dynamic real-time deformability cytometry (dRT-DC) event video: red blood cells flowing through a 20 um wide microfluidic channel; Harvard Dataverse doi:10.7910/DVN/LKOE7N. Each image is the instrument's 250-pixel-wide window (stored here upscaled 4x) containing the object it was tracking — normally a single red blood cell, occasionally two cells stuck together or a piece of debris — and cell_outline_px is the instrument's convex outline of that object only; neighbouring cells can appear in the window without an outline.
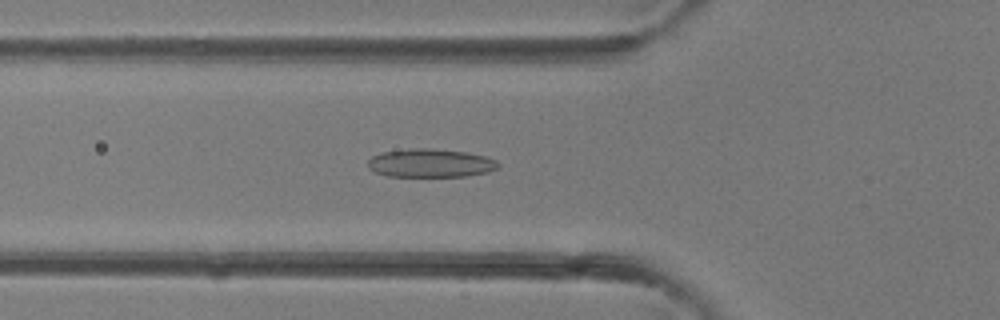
{"species": "common noctule bat (a hibernating species)", "species_latin": "Nyctalus noctula", "temperature_condition": "room temperature", "stored_images_in_passage": 28, "camera_frame_rate_fps": 3000, "um_per_image_px": 0.085, "animal": {"sex": "female"}, "frame": {"image": 1, "passage_image": 2, "time_ms": 0.333, "image_size_px": [1000, 320], "cell_outline_px": [[500, 164], [496, 168], [488, 172], [464, 176], [388, 176], [376, 172], [368, 168], [368, 160], [372, 156], [384, 152], [412, 148], [432, 148], [468, 152], [484, 156], [496, 160]], "centroid_in_image_um": [36.59, 13.85], "position_along_channel_um": 89.2, "area_um2": 21.5}}
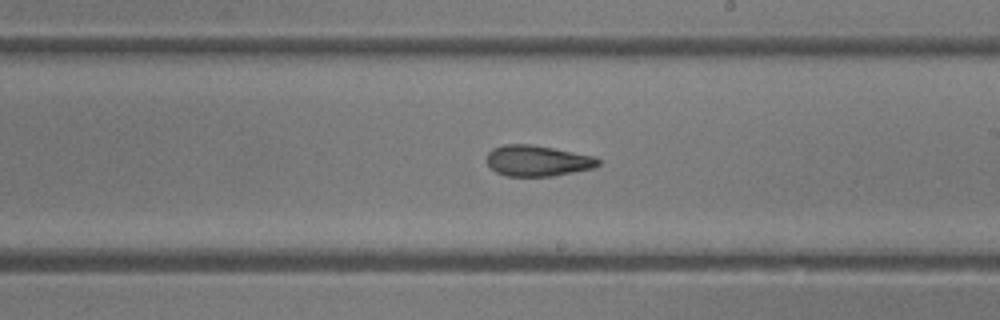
{"frame": {"image": 2, "passage_image": 11, "time_ms": 3.333, "image_size_px": [1000, 320], "cell_outline_px": [[600, 164], [592, 168], [552, 176], [508, 176], [496, 172], [484, 160], [488, 152], [492, 148], [504, 144], [528, 144], [552, 148], [596, 156], [600, 160]], "centroid_in_image_um": [45.66, 13.66], "position_along_channel_um": 243.3, "area_um2": 20.06}}
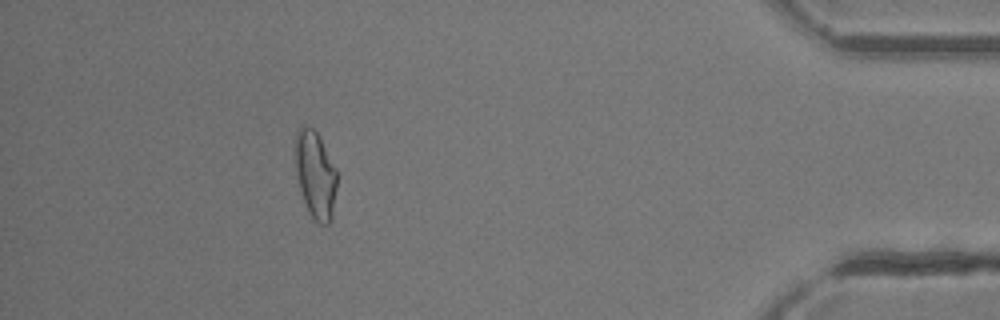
{"frame": {"image": 3, "passage_image": 24, "time_ms": 7.667, "image_size_px": [1000, 320], "cell_outline_px": [[336, 188], [332, 220], [328, 224], [320, 224], [312, 220], [308, 212], [300, 188], [296, 172], [296, 132], [300, 124], [308, 124], [316, 132], [336, 168]], "centroid_in_image_um": [26.81, 14.87], "position_along_channel_um": 408.4, "area_um2": 21.15}}